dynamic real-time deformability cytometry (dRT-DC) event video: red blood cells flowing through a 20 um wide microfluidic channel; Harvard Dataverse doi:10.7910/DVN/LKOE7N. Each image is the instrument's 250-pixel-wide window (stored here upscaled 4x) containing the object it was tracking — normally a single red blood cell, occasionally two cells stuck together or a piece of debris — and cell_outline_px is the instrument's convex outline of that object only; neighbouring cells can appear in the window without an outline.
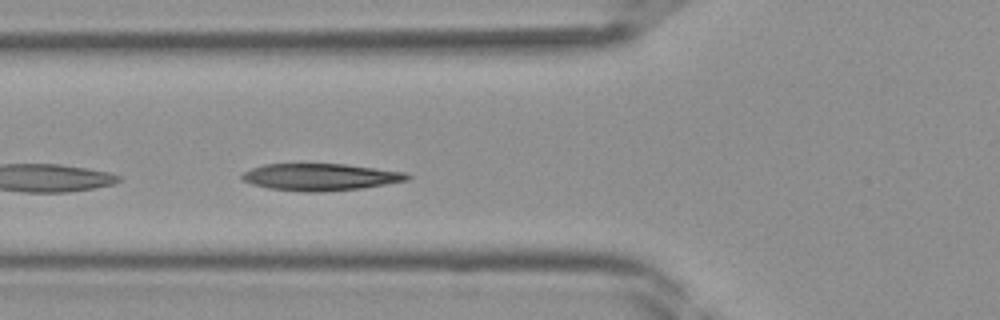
{"species": "Egyptian fruit bat (a non-hibernating species)", "species_latin": "Rousettus aegyptiacus", "temperature_condition": "room temperature", "stored_images_in_passage": 39, "camera_frame_rate_fps": 3000, "um_per_image_px": 0.085, "frame": {"image": 1, "passage_image": 13, "time_ms": 4.0, "image_size_px": [1000, 320], "cell_outline_px": [[412, 176], [408, 180], [360, 188], [320, 192], [304, 192], [268, 188], [252, 184], [240, 180], [240, 176], [244, 172], [252, 168], [264, 164], [344, 164], [408, 172]], "centroid_in_image_um": [27.22, 15.04], "position_along_channel_um": 98.6, "area_um2": 26.01}}
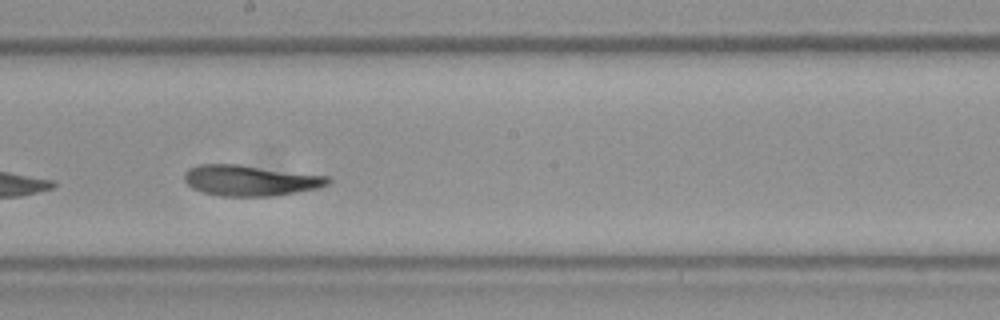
{"frame": {"image": 2, "passage_image": 21, "time_ms": 6.667, "image_size_px": [1000, 320], "cell_outline_px": [[332, 180], [328, 184], [320, 188], [296, 192], [268, 196], [220, 196], [204, 192], [192, 188], [184, 180], [184, 172], [188, 168], [200, 164], [240, 164], [328, 176]], "centroid_in_image_um": [21.27, 15.33], "position_along_channel_um": 226.9, "area_um2": 25.78}}
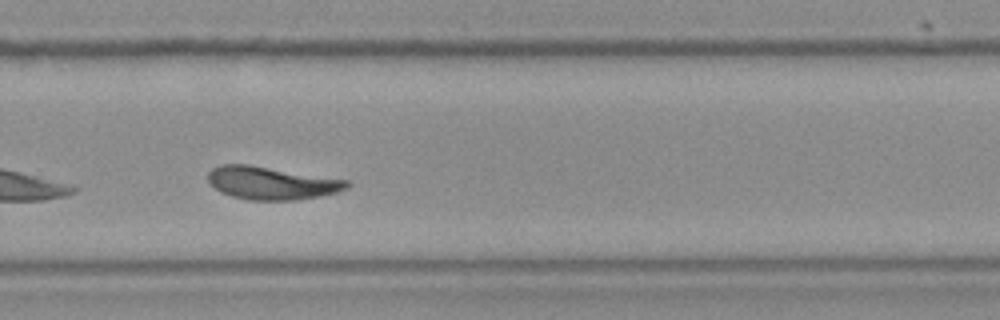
{"frame": {"image": 3, "passage_image": 26, "time_ms": 8.333, "image_size_px": [1000, 320], "cell_outline_px": [[352, 184], [348, 188], [336, 192], [320, 196], [296, 200], [248, 200], [232, 196], [220, 192], [208, 180], [208, 172], [212, 168], [220, 164], [248, 164], [348, 180]], "centroid_in_image_um": [23.08, 15.55], "position_along_channel_um": 306.7, "area_um2": 26.59}}